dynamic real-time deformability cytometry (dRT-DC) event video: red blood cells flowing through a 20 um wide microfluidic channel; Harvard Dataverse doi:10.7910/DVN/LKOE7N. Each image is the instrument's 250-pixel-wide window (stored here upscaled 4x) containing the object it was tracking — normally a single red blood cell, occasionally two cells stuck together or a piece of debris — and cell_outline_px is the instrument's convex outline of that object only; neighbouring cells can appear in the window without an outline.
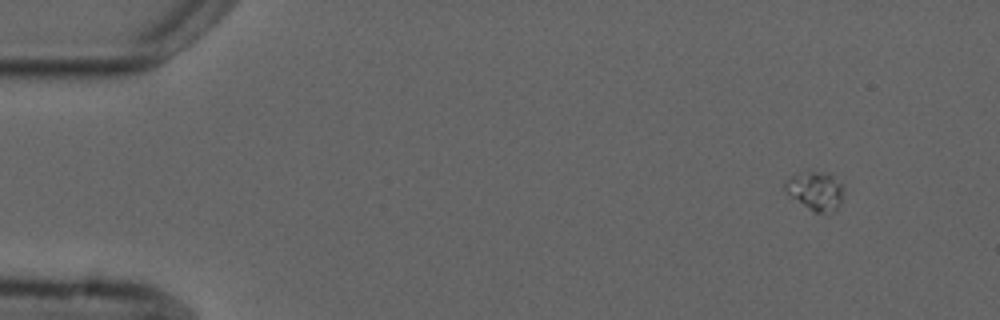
{"species": "common noctule bat (a hibernating species)", "species_latin": "Nyctalus noctula", "temperature_condition": "cold", "stored_images_in_passage": 4, "camera_frame_rate_fps": 3000, "um_per_image_px": 0.085, "animal": {"sex": "male", "forearm_length_mm": 52.5}, "frame": {"image": 1, "passage_image": 1, "time_ms": 0.0, "image_size_px": [1000, 320], "cell_outline_px": [[844, 192], [840, 204], [836, 212], [812, 212], [792, 196], [784, 188], [784, 180], [792, 176], [812, 172], [824, 172], [832, 176], [844, 184]], "centroid_in_image_um": [69.37, 16.25], "position_along_channel_um": 15.6, "area_um2": 13.06}}